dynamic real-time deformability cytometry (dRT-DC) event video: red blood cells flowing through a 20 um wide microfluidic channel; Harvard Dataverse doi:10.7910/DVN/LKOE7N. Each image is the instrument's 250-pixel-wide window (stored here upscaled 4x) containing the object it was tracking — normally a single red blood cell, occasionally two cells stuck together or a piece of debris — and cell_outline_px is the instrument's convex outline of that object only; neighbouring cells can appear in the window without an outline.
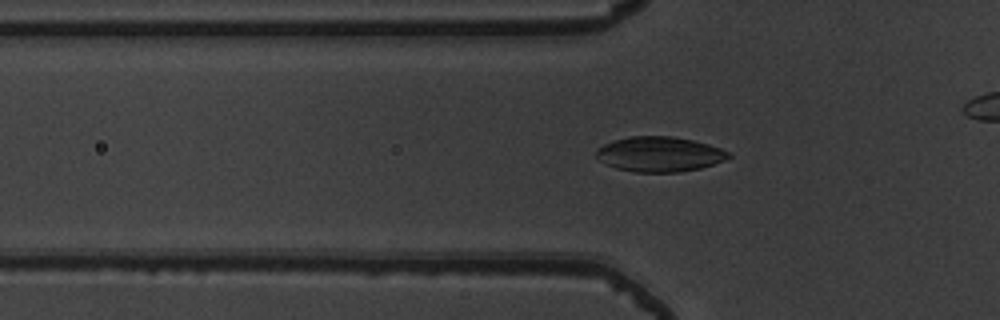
{"species": "common noctule bat (a hibernating species)", "species_latin": "Nyctalus noctula", "temperature_condition": "warm", "stored_images_in_passage": 38, "camera_frame_rate_fps": 3000, "um_per_image_px": 0.085, "animal": {"sex": "male", "body_mass_g": 19.5, "forearm_length_mm": 54.6}, "frame": {"image": 1, "passage_image": 12, "time_ms": 3.667, "image_size_px": [1000, 320], "cell_outline_px": [[732, 156], [724, 160], [700, 168], [680, 172], [636, 172], [616, 168], [604, 164], [596, 156], [596, 148], [612, 140], [628, 136], [672, 136], [692, 140], [708, 144], [732, 152]], "centroid_in_image_um": [56.04, 13.1], "position_along_channel_um": 69.8, "area_um2": 27.17}}
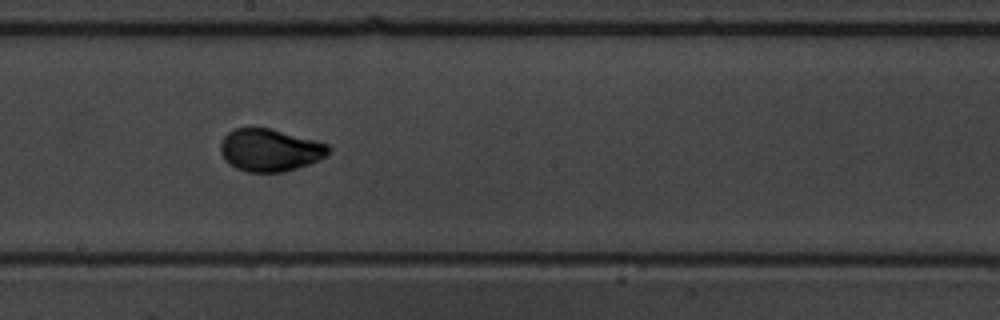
{"frame": {"image": 2, "passage_image": 24, "time_ms": 7.667, "image_size_px": [1000, 320], "cell_outline_px": [[332, 152], [308, 164], [284, 172], [248, 172], [236, 168], [228, 164], [224, 160], [220, 152], [220, 144], [224, 136], [228, 132], [236, 128], [268, 128], [316, 140], [328, 144], [332, 148]], "centroid_in_image_um": [22.93, 12.76], "position_along_channel_um": 225.3, "area_um2": 26.76}}
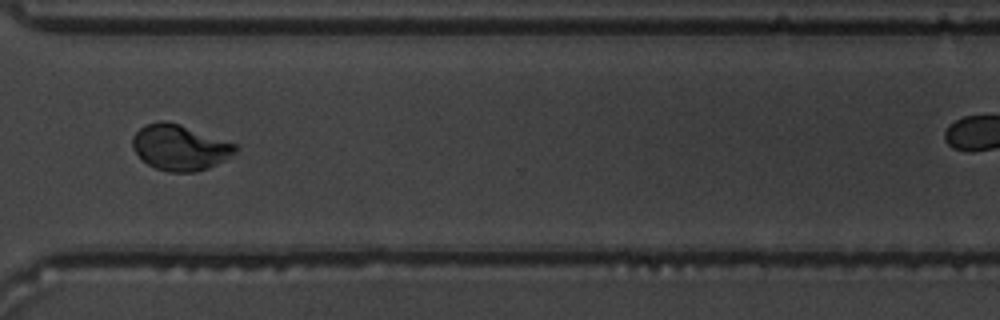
{"frame": {"image": 3, "passage_image": 34, "time_ms": 11.0, "image_size_px": [1000, 320], "cell_outline_px": [[240, 148], [224, 160], [208, 168], [192, 172], [168, 172], [156, 168], [148, 164], [132, 148], [132, 136], [140, 128], [148, 124], [160, 120], [164, 120], [180, 124], [236, 144]], "centroid_in_image_um": [15.28, 12.53], "position_along_channel_um": 355.3, "area_um2": 27.11}}